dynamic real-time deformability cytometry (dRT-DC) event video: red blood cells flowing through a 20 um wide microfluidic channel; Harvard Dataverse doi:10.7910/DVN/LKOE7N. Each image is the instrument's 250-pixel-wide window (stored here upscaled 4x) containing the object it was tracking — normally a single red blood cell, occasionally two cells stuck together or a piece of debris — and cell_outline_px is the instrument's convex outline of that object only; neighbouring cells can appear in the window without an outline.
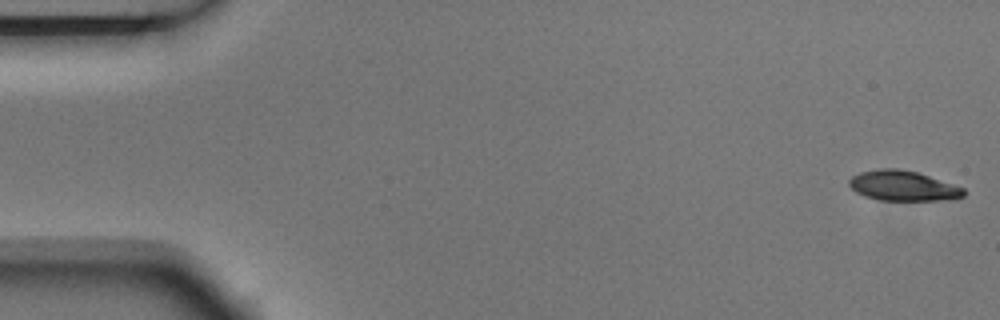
{"species": "Egyptian fruit bat (a non-hibernating species)", "species_latin": "Rousettus aegyptiacus", "temperature_condition": "room temperature", "stored_images_in_passage": 5, "segment_of_instrument_passage": [1, 2], "camera_frame_rate_fps": 3000, "um_per_image_px": 0.085, "animal": {"sex": "male"}, "frame": {"image": 1, "passage_image": 1, "time_ms": 0.0, "image_size_px": [1000, 320], "cell_outline_px": [[964, 196], [940, 200], [880, 200], [864, 196], [856, 192], [848, 184], [848, 180], [852, 176], [860, 172], [880, 168], [896, 168], [916, 172], [964, 188]], "centroid_in_image_um": [76.69, 15.79], "position_along_channel_um": 8.3, "area_um2": 19.83}}
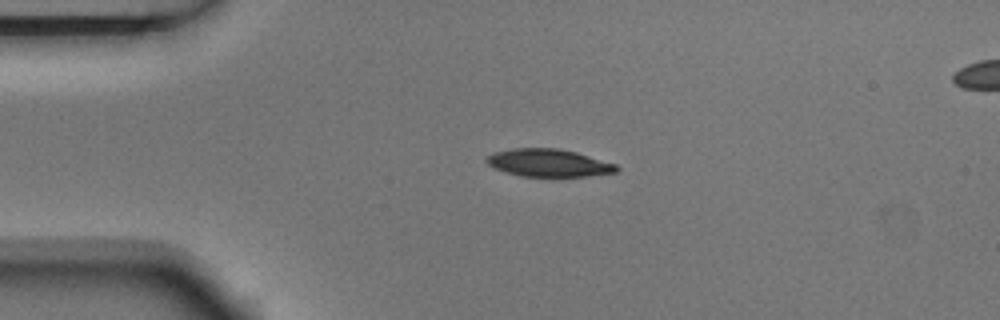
{"frame": {"image": 2, "passage_image": 4, "time_ms": 1.0, "image_size_px": [1000, 320], "cell_outline_px": [[620, 168], [616, 172], [588, 176], [520, 176], [496, 168], [488, 164], [484, 160], [488, 156], [496, 152], [512, 148], [560, 148], [576, 152], [616, 164]], "centroid_in_image_um": [46.66, 13.84], "position_along_channel_um": 38.3, "area_um2": 20.75}}